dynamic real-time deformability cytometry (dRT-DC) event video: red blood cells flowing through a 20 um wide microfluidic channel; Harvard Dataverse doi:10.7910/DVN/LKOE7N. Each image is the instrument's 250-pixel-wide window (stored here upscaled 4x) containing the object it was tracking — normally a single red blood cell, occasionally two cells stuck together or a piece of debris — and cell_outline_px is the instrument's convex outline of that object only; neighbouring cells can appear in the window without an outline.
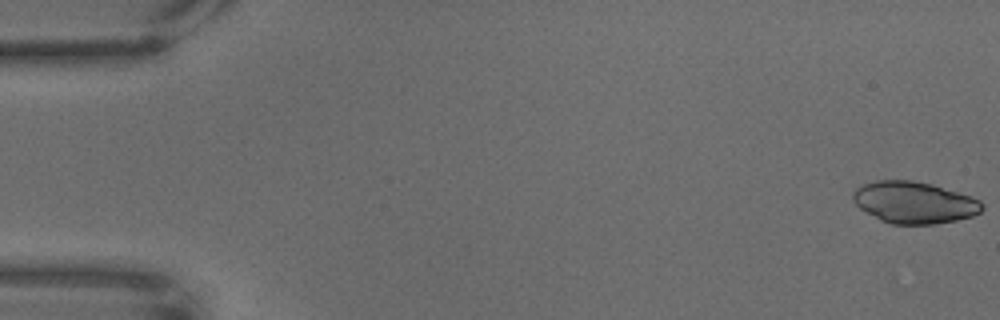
{"species": "common noctule bat (a hibernating species)", "species_latin": "Nyctalus noctula", "temperature_condition": "warm", "stored_images_in_passage": 68, "camera_frame_rate_fps": 3000, "um_per_image_px": 0.085, "animal": {"sex": "male", "body_mass_g": 18.8}, "frame": {"image": 1, "passage_image": 1, "time_ms": 0.0, "image_size_px": [1000, 320], "cell_outline_px": [[984, 208], [980, 212], [972, 216], [956, 220], [936, 224], [892, 224], [880, 220], [860, 208], [852, 200], [852, 192], [856, 188], [864, 184], [876, 180], [912, 180], [932, 184], [972, 196], [980, 200], [984, 204]], "centroid_in_image_um": [77.72, 17.2], "position_along_channel_um": 7.3, "area_um2": 31.56}}